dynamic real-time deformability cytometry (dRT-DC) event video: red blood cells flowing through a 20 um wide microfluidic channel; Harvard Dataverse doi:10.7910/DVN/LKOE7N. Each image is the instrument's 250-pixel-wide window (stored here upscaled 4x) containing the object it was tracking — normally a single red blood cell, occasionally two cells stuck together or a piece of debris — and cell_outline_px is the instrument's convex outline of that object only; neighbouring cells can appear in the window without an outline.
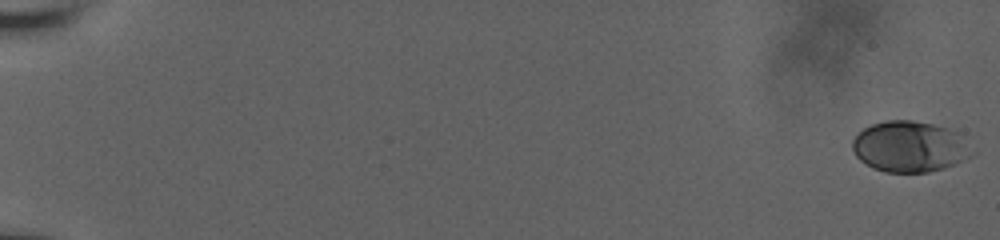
{"species": "human", "species_latin": "Homo sapiens", "temperature_condition": "room temperature", "stored_images_in_passage": 56, "camera_frame_rate_fps": 3000, "um_per_image_px": 0.085, "donor": {"sex": "male"}, "frame": {"image": 1, "passage_image": 1, "time_ms": 0.0, "image_size_px": [1000, 240], "cell_outline_px": [[976, 152], [972, 156], [964, 160], [944, 168], [928, 172], [884, 172], [872, 168], [860, 160], [856, 156], [852, 148], [852, 140], [864, 128], [872, 124], [888, 120], [912, 120], [932, 124], [948, 128], [956, 132]], "centroid_in_image_um": [77.33, 12.47], "position_along_channel_um": 7.7, "area_um2": 35.49}}
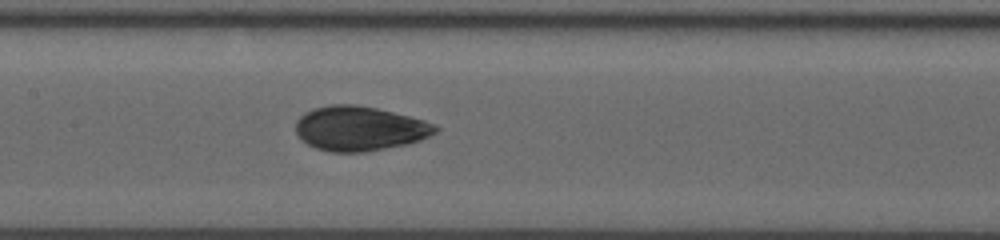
{"frame": {"image": 2, "passage_image": 32, "time_ms": 10.333, "image_size_px": [1000, 240], "cell_outline_px": [[440, 128], [436, 132], [420, 140], [404, 144], [364, 152], [328, 152], [316, 148], [308, 144], [296, 132], [296, 120], [304, 112], [312, 108], [332, 104], [352, 104], [376, 108], [424, 120]], "centroid_in_image_um": [30.52, 10.91], "position_along_channel_um": 176.9, "area_um2": 35.95}}
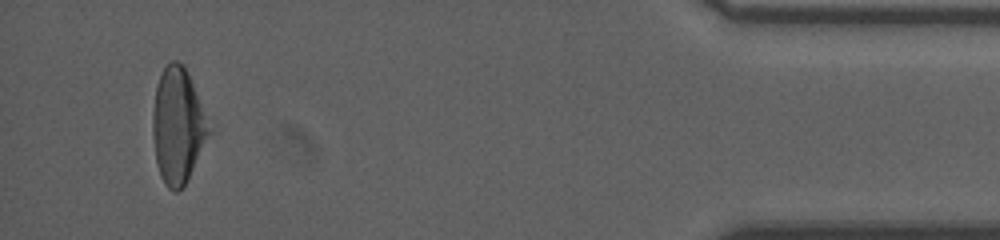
{"frame": {"image": 3, "passage_image": 55, "time_ms": 18.0, "image_size_px": [1000, 240], "cell_outline_px": [[208, 132], [188, 176], [184, 184], [176, 192], [172, 192], [164, 184], [160, 176], [156, 164], [152, 132], [152, 116], [156, 88], [160, 76], [164, 68], [172, 60], [176, 60], [184, 64], [208, 124]], "centroid_in_image_um": [15.03, 10.68], "position_along_channel_um": 420.2, "area_um2": 36.41}, "authors_computed_cell_mechanics": {"area_um2": 35.7204, "velocity_mm_per_s": 3.8164, "shape_relaxation_time_tau1_ms": 5.4779, "shape_relaxation_time_tau2_ms": 1.1566, "deformation_change_tau1": 0.1541, "deformation_change_tau2": 0.0582}}